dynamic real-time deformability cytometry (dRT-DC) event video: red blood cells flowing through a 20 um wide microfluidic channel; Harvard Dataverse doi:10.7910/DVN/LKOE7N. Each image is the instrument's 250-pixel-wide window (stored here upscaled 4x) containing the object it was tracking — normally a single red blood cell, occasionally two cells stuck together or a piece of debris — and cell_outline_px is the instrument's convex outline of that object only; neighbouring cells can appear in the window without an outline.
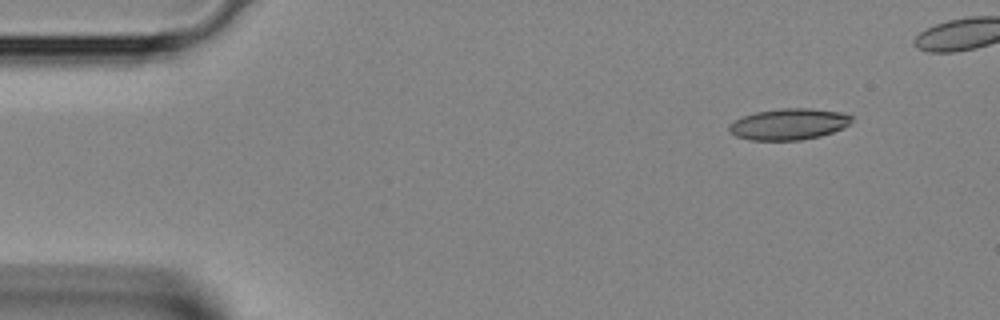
{"species": "Egyptian fruit bat (a non-hibernating species)", "species_latin": "Rousettus aegyptiacus", "temperature_condition": "room temperature", "stored_images_in_passage": 3, "segment_of_instrument_passage": [2, 2], "camera_frame_rate_fps": 3000, "um_per_image_px": 0.085, "animal": {"sex": "female"}, "frame": {"image": 1, "passage_image": 3, "time_ms": 0.667, "image_size_px": [1000, 320], "cell_outline_px": [[852, 120], [848, 124], [832, 132], [820, 136], [800, 140], [748, 140], [736, 136], [728, 128], [728, 124], [744, 116], [756, 112], [780, 108], [808, 108], [844, 112], [852, 116]], "centroid_in_image_um": [67.04, 10.55], "position_along_channel_um": 18.0, "area_um2": 22.2}}